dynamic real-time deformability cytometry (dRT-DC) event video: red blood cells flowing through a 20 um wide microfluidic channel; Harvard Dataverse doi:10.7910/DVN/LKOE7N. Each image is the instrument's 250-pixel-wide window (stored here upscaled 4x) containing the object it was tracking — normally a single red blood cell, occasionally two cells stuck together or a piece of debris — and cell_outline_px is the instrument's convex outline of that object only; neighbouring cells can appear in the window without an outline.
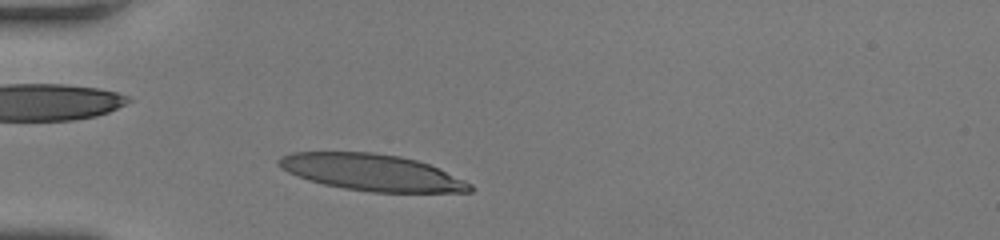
{"species": "human", "species_latin": "Homo sapiens", "temperature_condition": "room temperature", "stored_images_in_passage": 30, "camera_frame_rate_fps": 3000, "um_per_image_px": 0.085, "donor": {"sex": "female"}, "frame": {"image": 1, "passage_image": 2, "time_ms": 0.333, "image_size_px": [1000, 240], "cell_outline_px": [[472, 192], [372, 192], [344, 188], [324, 184], [308, 180], [288, 172], [280, 168], [276, 164], [276, 160], [280, 156], [292, 152], [372, 152], [400, 156], [416, 160], [428, 164], [464, 180], [472, 184]], "centroid_in_image_um": [31.55, 14.65], "position_along_channel_um": 53.4, "area_um2": 40.63}}
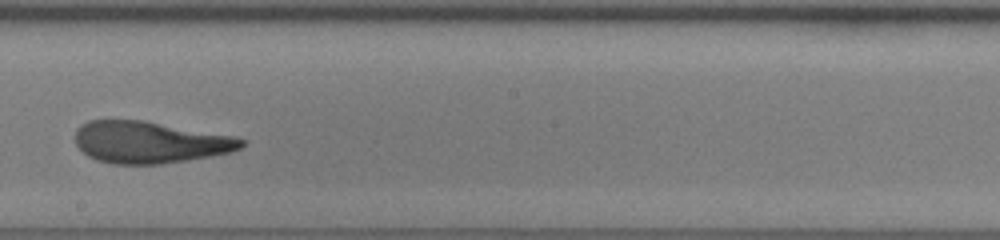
{"frame": {"image": 2, "passage_image": 17, "time_ms": 5.333, "image_size_px": [1000, 240], "cell_outline_px": [[244, 144], [240, 148], [232, 152], [160, 164], [112, 164], [96, 160], [88, 156], [76, 144], [76, 128], [80, 124], [88, 120], [140, 120], [232, 136], [244, 140]], "centroid_in_image_um": [12.67, 12.09], "position_along_channel_um": 235.5, "area_um2": 40.0}}
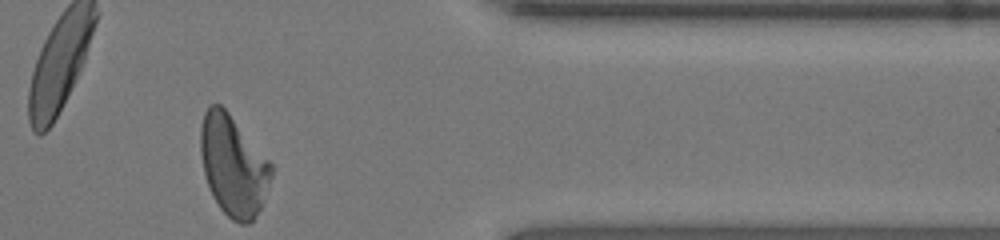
{"frame": {"image": 3, "passage_image": 30, "time_ms": 9.667, "image_size_px": [1000, 240], "cell_outline_px": [[272, 176], [260, 208], [256, 216], [248, 224], [240, 224], [232, 220], [220, 208], [212, 196], [204, 172], [200, 152], [200, 124], [204, 112], [208, 104], [220, 104], [228, 112], [272, 164]], "centroid_in_image_um": [19.8, 14.07], "position_along_channel_um": 391.6, "area_um2": 41.15}, "authors_computed_cell_mechanics": {"area_um2": 41.2403, "velocity_mm_per_s": 3.9745, "shape_relaxation_time_tau1_ms": 8.8389, "shape_relaxation_time_tau2_ms": 0.9479, "deformation_change_tau1": 0.3383, "deformation_change_tau2": 0.0988}}